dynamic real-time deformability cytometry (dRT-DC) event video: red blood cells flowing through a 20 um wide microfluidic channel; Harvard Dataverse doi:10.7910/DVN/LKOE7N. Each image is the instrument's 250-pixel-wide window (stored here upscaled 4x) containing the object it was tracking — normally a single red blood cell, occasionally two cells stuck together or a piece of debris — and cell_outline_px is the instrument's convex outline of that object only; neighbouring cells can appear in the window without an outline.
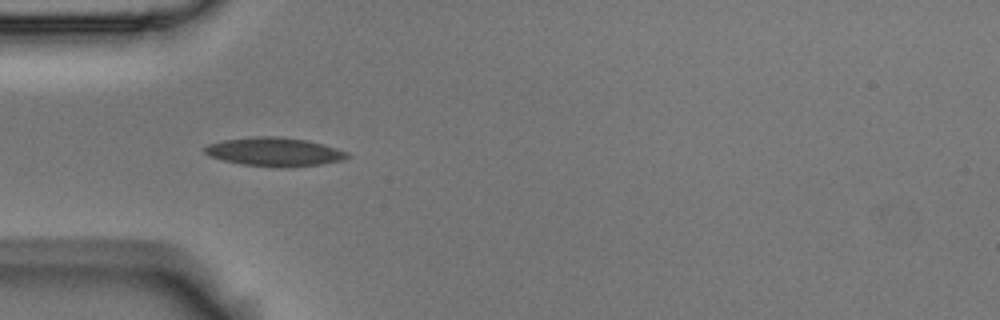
{"species": "Egyptian fruit bat (a non-hibernating species)", "species_latin": "Rousettus aegyptiacus", "temperature_condition": "room temperature", "stored_images_in_passage": 2, "camera_frame_rate_fps": 3000, "um_per_image_px": 0.085, "animal": {"sex": "male"}, "frame": {"image": 1, "passage_image": 1, "time_ms": 0.0, "image_size_px": [1000, 320], "cell_outline_px": [[352, 156], [344, 160], [320, 164], [288, 168], [276, 168], [240, 164], [208, 156], [204, 152], [204, 148], [208, 144], [224, 140], [252, 136], [280, 136], [308, 140], [336, 148], [348, 152]], "centroid_in_image_um": [23.34, 12.91], "position_along_channel_um": 61.7, "area_um2": 24.22}}
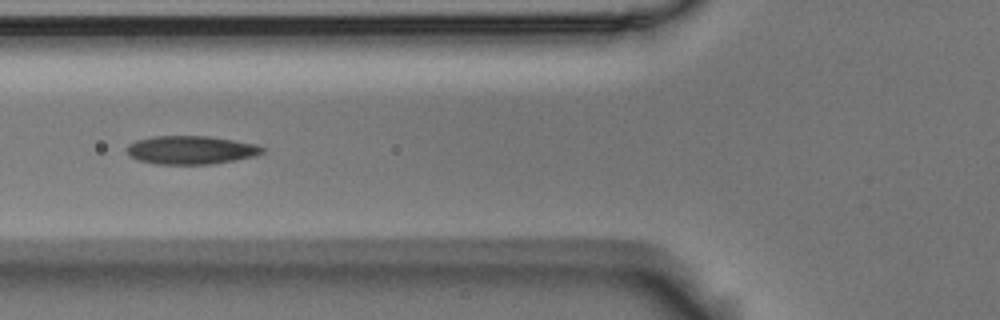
{"frame": {"image": 2, "passage_image": 2, "time_ms": 0.333, "image_size_px": [1000, 320], "cell_outline_px": [[264, 152], [256, 156], [212, 164], [156, 164], [136, 160], [128, 156], [128, 144], [136, 140], [152, 136], [208, 136], [256, 144], [264, 148]], "centroid_in_image_um": [16.21, 12.75], "position_along_channel_um": 109.6, "area_um2": 22.48}}